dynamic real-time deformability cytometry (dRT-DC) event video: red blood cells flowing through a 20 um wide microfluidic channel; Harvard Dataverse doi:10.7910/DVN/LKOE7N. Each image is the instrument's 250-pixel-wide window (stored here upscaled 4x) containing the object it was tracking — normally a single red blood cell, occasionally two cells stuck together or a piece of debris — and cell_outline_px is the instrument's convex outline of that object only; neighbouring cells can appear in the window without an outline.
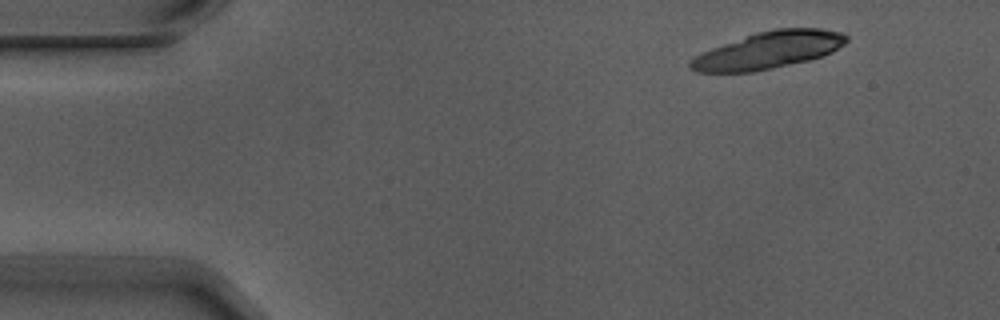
{"species": "Egyptian fruit bat (a non-hibernating species)", "species_latin": "Rousettus aegyptiacus", "temperature_condition": "warm", "stored_images_in_passage": 3, "camera_frame_rate_fps": 3000, "um_per_image_px": 0.085, "animal": {"sex": "male"}, "frame": {"image": 1, "passage_image": 1, "time_ms": 0.0, "image_size_px": [1000, 320], "cell_outline_px": [[848, 40], [844, 44], [832, 52], [808, 60], [756, 72], [696, 72], [688, 68], [688, 60], [700, 52], [756, 32], [776, 28], [820, 28], [844, 32], [848, 36]], "centroid_in_image_um": [65.29, 4.26], "position_along_channel_um": 19.7, "area_um2": 33.87}}